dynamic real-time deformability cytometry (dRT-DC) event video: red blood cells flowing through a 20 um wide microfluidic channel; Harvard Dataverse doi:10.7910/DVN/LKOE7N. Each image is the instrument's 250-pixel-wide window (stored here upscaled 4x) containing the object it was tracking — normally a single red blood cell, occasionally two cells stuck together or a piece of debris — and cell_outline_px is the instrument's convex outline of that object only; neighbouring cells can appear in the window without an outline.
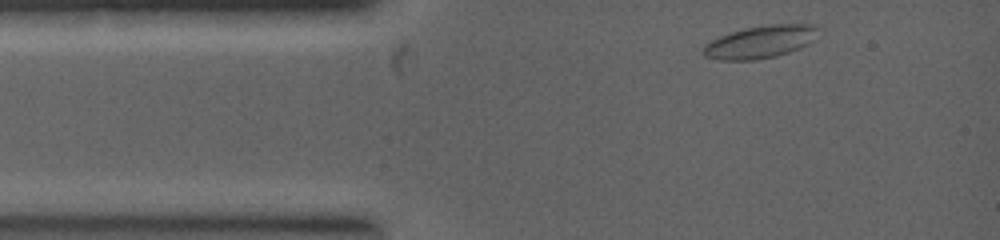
{"species": "common noctule bat (a hibernating species)", "species_latin": "Nyctalus noctula", "temperature_condition": "warm", "stored_images_in_passage": 3, "camera_frame_rate_fps": 5000, "um_per_image_px": 0.085, "animal": {"sex": "female", "body_mass_g": 19.0, "forearm_length_mm": 53.3}, "frame": {"image": 1, "passage_image": 1, "time_ms": 0.0, "image_size_px": [1000, 240], "cell_outline_px": [[816, 40], [800, 48], [776, 56], [752, 60], [720, 60], [704, 56], [704, 48], [712, 40], [720, 36], [744, 28], [768, 24], [812, 24], [816, 28]], "centroid_in_image_um": [64.66, 3.56], "position_along_channel_um": 20.3, "area_um2": 21.56}}
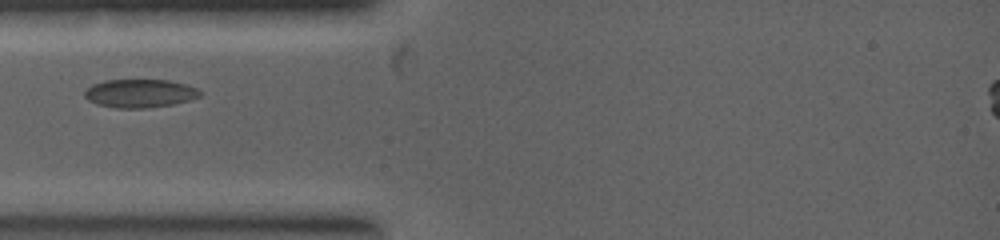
{"frame": {"image": 2, "passage_image": 3, "time_ms": 1.4, "image_size_px": [1000, 240], "cell_outline_px": [[200, 96], [188, 100], [172, 104], [144, 108], [116, 108], [96, 104], [88, 100], [84, 96], [84, 92], [92, 84], [104, 80], [168, 80], [184, 84], [196, 88], [200, 92]], "centroid_in_image_um": [11.83, 7.93], "position_along_channel_um": 73.2, "area_um2": 18.9}}